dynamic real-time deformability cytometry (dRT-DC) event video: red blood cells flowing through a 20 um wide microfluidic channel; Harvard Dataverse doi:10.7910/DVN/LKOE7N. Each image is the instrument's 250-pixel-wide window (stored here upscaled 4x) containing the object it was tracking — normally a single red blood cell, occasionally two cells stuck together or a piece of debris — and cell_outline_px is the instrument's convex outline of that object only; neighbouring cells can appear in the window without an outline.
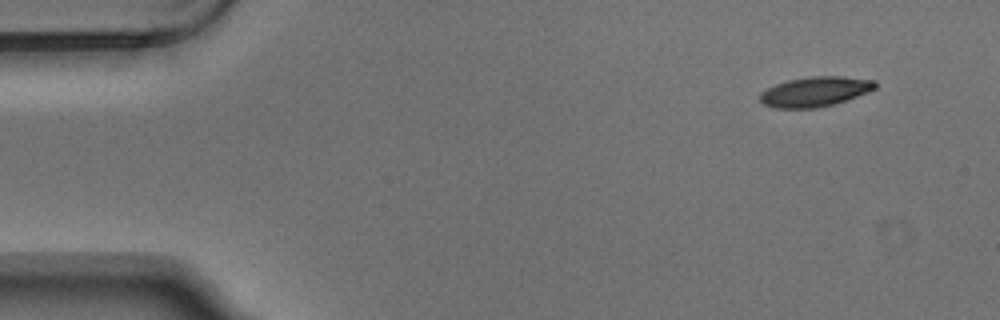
{"species": "Egyptian fruit bat (a non-hibernating species)", "species_latin": "Rousettus aegyptiacus", "temperature_condition": "warm", "stored_images_in_passage": 4, "camera_frame_rate_fps": 3000, "um_per_image_px": 0.085, "animal": {"sex": "male"}, "frame": {"image": 1, "passage_image": 1, "time_ms": 0.0, "image_size_px": [1000, 320], "cell_outline_px": [[876, 88], [868, 92], [832, 104], [816, 108], [776, 108], [764, 104], [760, 100], [760, 92], [776, 84], [788, 80], [812, 76], [840, 76], [872, 80], [876, 84]], "centroid_in_image_um": [69.25, 7.79], "position_along_channel_um": 15.8, "area_um2": 19.71}}
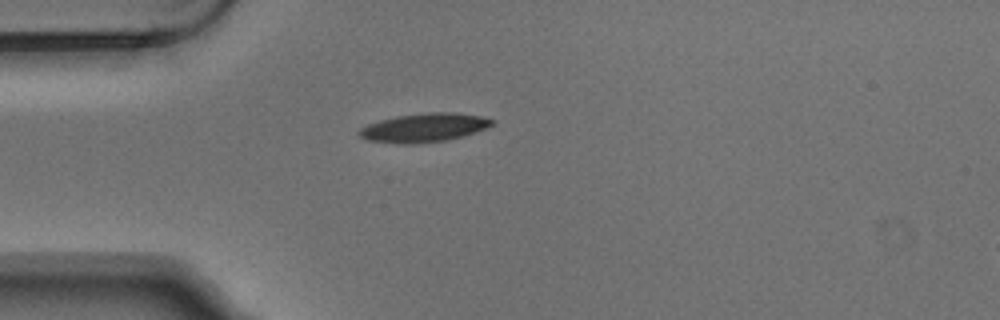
{"frame": {"image": 2, "passage_image": 3, "time_ms": 0.667, "image_size_px": [1000, 320], "cell_outline_px": [[492, 124], [484, 128], [460, 136], [444, 140], [408, 144], [400, 144], [368, 140], [360, 136], [356, 132], [360, 128], [368, 124], [380, 120], [396, 116], [428, 112], [456, 112], [480, 116], [492, 120]], "centroid_in_image_um": [35.96, 10.84], "position_along_channel_um": 49.0, "area_um2": 21.79}}